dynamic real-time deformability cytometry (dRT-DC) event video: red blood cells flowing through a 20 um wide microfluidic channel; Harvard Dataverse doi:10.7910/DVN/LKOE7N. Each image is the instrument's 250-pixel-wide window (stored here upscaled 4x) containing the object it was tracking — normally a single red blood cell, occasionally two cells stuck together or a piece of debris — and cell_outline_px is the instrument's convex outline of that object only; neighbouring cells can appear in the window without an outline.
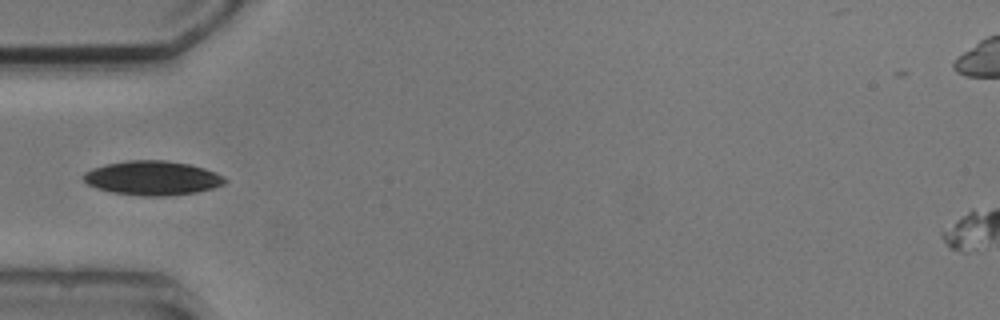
{"species": "common noctule bat (a hibernating species)", "species_latin": "Nyctalus noctula", "temperature_condition": "cold", "stored_images_in_passage": 6, "camera_frame_rate_fps": 3000, "um_per_image_px": 0.085, "animal": {"sex": "male", "body_mass_g": 20.5, "forearm_length_mm": 52.5}, "frame": {"image": 1, "passage_image": 5, "time_ms": 4.667, "image_size_px": [1000, 320], "cell_outline_px": [[228, 180], [224, 184], [212, 188], [196, 192], [164, 196], [144, 196], [112, 192], [96, 188], [88, 184], [80, 176], [84, 172], [92, 168], [104, 164], [128, 160], [164, 160], [188, 164], [204, 168], [216, 172], [224, 176]], "centroid_in_image_um": [12.94, 15.12], "position_along_channel_um": 72.1, "area_um2": 28.32}}